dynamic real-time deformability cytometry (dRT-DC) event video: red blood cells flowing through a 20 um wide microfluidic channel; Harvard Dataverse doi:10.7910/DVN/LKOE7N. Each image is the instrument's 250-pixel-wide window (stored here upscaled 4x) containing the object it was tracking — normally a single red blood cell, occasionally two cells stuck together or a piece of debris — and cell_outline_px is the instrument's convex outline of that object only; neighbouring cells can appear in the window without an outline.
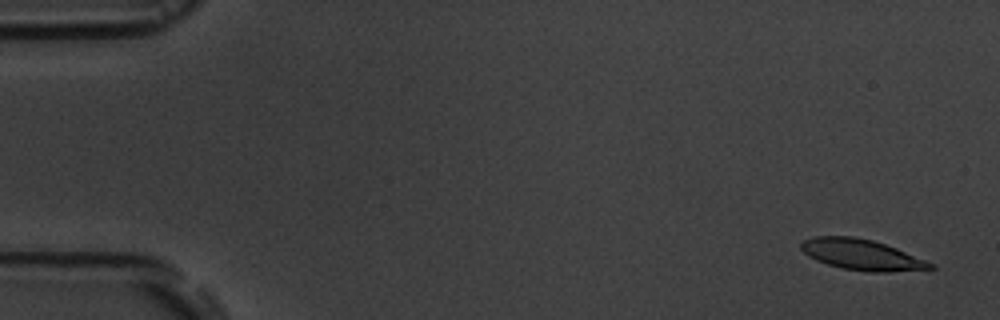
{"species": "common noctule bat (a hibernating species)", "species_latin": "Nyctalus noctula", "temperature_condition": "room temperature", "stored_images_in_passage": 5, "camera_frame_rate_fps": 3000, "um_per_image_px": 0.085, "animal": {"sex": "male", "body_mass_g": 19.5, "forearm_length_mm": 54.6}, "frame": {"image": 1, "passage_image": 1, "time_ms": 0.0, "image_size_px": [1000, 320], "cell_outline_px": [[936, 268], [888, 272], [872, 272], [844, 268], [828, 264], [816, 260], [808, 256], [800, 248], [800, 244], [804, 240], [816, 236], [852, 236], [872, 240], [896, 248], [936, 264]], "centroid_in_image_um": [73.25, 21.64], "position_along_channel_um": 11.7, "area_um2": 22.95}}
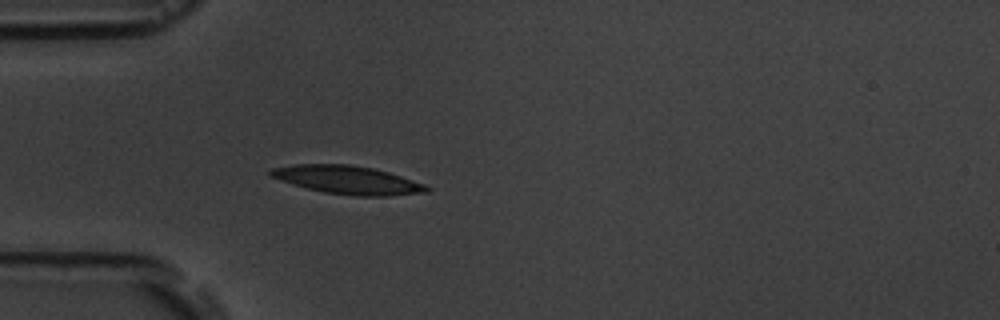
{"frame": {"image": 2, "passage_image": 5, "time_ms": 4.667, "image_size_px": [1000, 320], "cell_outline_px": [[432, 188], [428, 192], [388, 196], [356, 196], [324, 192], [292, 184], [268, 176], [268, 172], [272, 168], [296, 164], [348, 164], [372, 168], [388, 172], [424, 184]], "centroid_in_image_um": [29.53, 15.29], "position_along_channel_um": 55.5, "area_um2": 25.61}}